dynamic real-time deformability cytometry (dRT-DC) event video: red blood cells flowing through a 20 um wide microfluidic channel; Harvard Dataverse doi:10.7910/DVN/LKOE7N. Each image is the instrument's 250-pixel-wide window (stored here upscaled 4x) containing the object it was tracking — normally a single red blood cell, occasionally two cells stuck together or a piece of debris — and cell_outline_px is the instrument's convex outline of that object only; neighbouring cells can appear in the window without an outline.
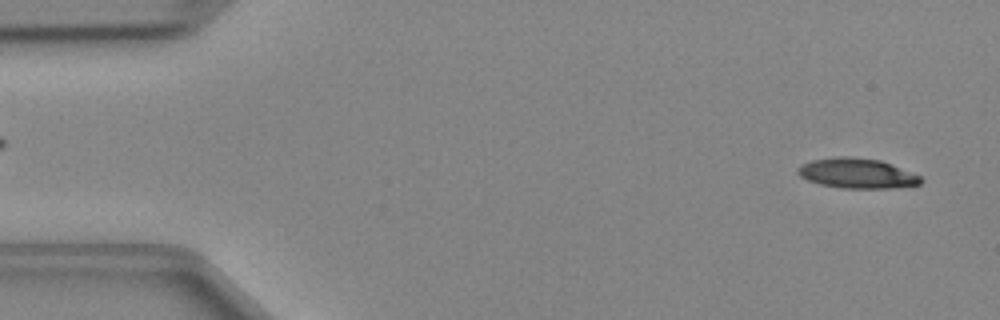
{"species": "Egyptian fruit bat (a non-hibernating species)", "species_latin": "Rousettus aegyptiacus", "temperature_condition": "cold", "stored_images_in_passage": 47, "camera_frame_rate_fps": 3000, "um_per_image_px": 0.085, "animal": {"sex": "female"}, "frame": {"image": 1, "passage_image": 2, "time_ms": 0.333, "image_size_px": [1000, 320], "cell_outline_px": [[924, 180], [920, 184], [892, 188], [840, 188], [820, 184], [808, 180], [800, 176], [796, 172], [796, 168], [800, 164], [812, 160], [836, 156], [852, 156], [880, 160], [920, 176]], "centroid_in_image_um": [72.79, 14.72], "position_along_channel_um": 12.2, "area_um2": 21.56}}
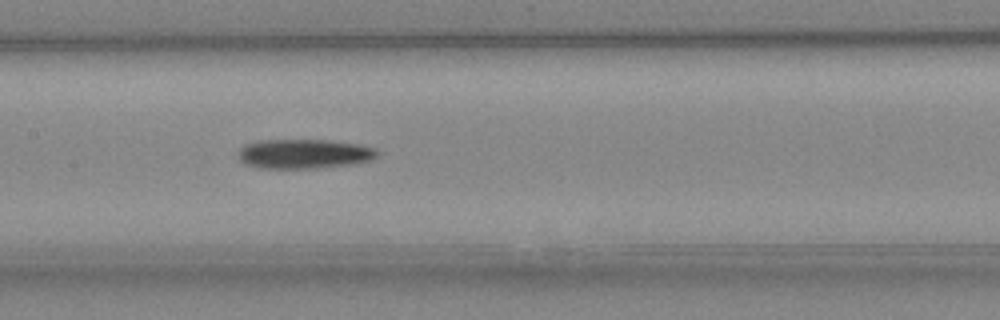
{"frame": {"image": 2, "passage_image": 22, "time_ms": 7.0, "image_size_px": [1000, 320], "cell_outline_px": [[376, 156], [372, 160], [352, 164], [316, 168], [256, 168], [244, 164], [236, 156], [236, 152], [244, 144], [256, 140], [324, 140], [356, 144], [376, 148]], "centroid_in_image_um": [25.74, 13.08], "position_along_channel_um": 181.7, "area_um2": 24.04}}
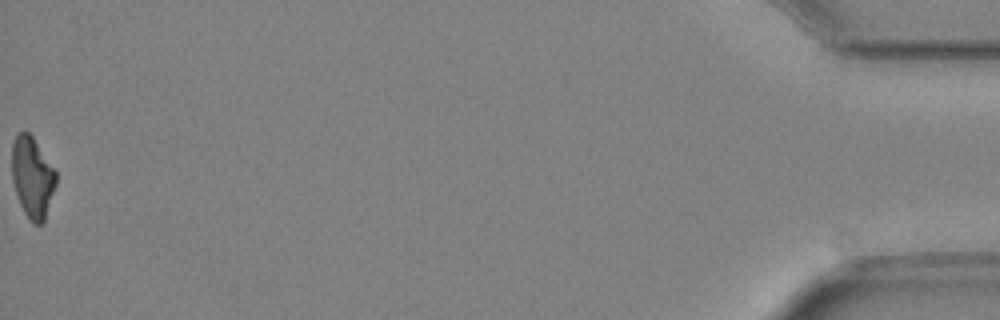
{"frame": {"image": 3, "passage_image": 47, "time_ms": 15.333, "image_size_px": [1000, 320], "cell_outline_px": [[56, 184], [44, 220], [40, 224], [32, 224], [24, 212], [20, 204], [12, 180], [12, 144], [16, 136], [20, 132], [28, 132], [32, 136], [56, 172]], "centroid_in_image_um": [2.74, 15.08], "position_along_channel_um": 432.5, "area_um2": 20.46}}